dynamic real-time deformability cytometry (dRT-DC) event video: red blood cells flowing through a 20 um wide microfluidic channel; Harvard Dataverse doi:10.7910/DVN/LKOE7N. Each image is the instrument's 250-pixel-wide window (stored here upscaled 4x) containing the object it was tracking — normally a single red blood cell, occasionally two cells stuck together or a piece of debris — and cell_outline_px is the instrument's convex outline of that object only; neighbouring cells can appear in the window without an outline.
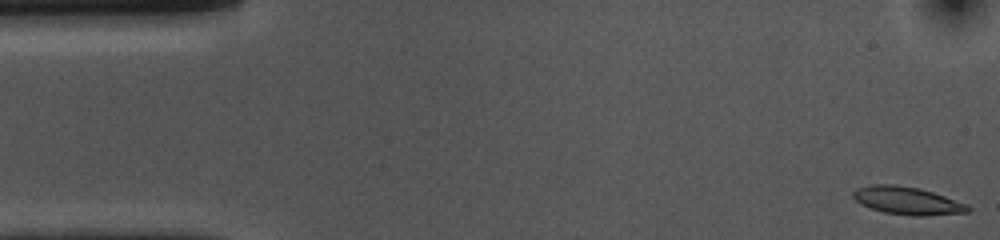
{"species": "common noctule bat (a hibernating species)", "species_latin": "Nyctalus noctula", "temperature_condition": "cold", "stored_images_in_passage": 53, "camera_frame_rate_fps": 3000, "um_per_image_px": 0.085, "animal": {"sex": "female", "body_mass_g": 10.0, "forearm_length_mm": 53.1}, "frame": {"image": 1, "passage_image": 1, "time_ms": 0.0, "image_size_px": [1000, 240], "cell_outline_px": [[972, 208], [968, 212], [924, 216], [912, 216], [884, 212], [860, 204], [852, 196], [852, 192], [856, 188], [872, 184], [896, 184], [920, 188], [968, 204]], "centroid_in_image_um": [77.12, 17.05], "position_along_channel_um": 7.9, "area_um2": 18.67}}
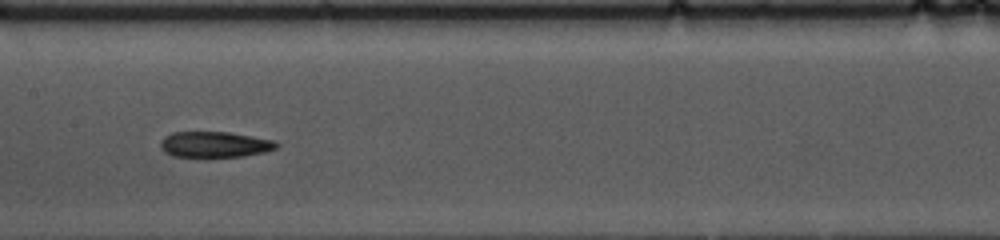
{"frame": {"image": 2, "passage_image": 25, "time_ms": 8.0, "image_size_px": [1000, 240], "cell_outline_px": [[280, 144], [276, 148], [264, 152], [244, 156], [172, 156], [164, 152], [160, 148], [160, 140], [164, 136], [172, 132], [228, 132], [276, 140]], "centroid_in_image_um": [18.24, 12.27], "position_along_channel_um": 189.2, "area_um2": 17.46}}
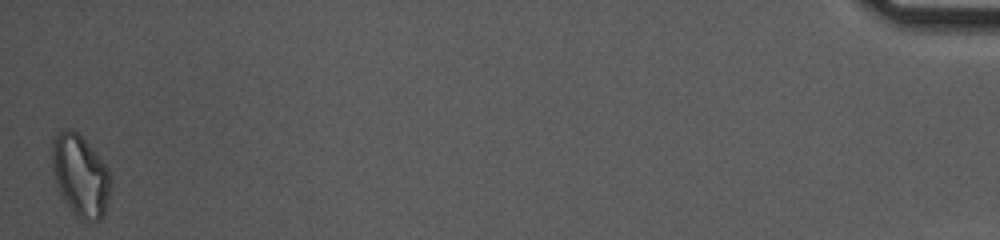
{"frame": {"image": 3, "passage_image": 53, "time_ms": 17.333, "image_size_px": [1000, 240], "cell_outline_px": [[112, 180], [108, 200], [104, 216], [100, 220], [84, 220], [76, 216], [72, 212], [60, 192], [56, 184], [52, 168], [52, 144], [60, 128], [72, 128], [88, 144], [108, 168]], "centroid_in_image_um": [6.84, 14.92], "position_along_channel_um": 428.4, "area_um2": 27.8}, "authors_computed_cell_mechanics": {"area_um2": 18.3226, "velocity_mm_per_s": 3.6386, "shape_relaxation_time_tau1_ms": 8.5425, "shape_relaxation_time_tau2_ms": 7.6345, "deformation_change_tau1": 0.1776, "deformation_change_tau2": 0.1656}}